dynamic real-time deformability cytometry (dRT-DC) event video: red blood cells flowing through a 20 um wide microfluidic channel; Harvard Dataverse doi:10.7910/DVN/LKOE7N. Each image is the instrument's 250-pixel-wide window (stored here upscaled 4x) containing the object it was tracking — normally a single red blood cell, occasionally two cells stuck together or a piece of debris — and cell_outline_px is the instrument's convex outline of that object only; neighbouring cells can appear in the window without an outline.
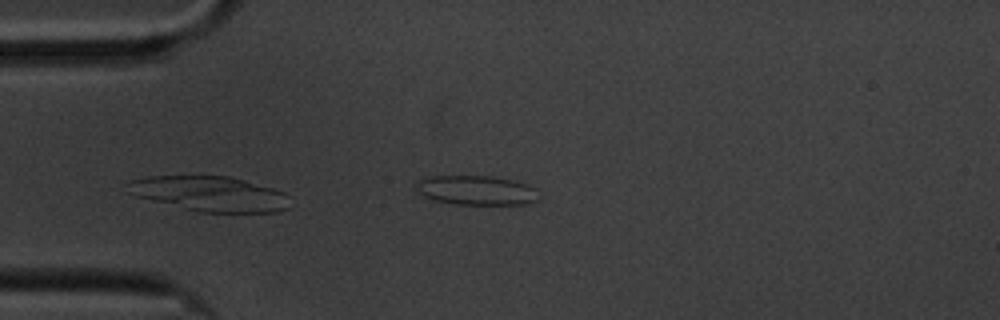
{"species": "common noctule bat (a hibernating species)", "species_latin": "Nyctalus noctula", "temperature_condition": "cold", "stored_images_in_passage": 43, "camera_frame_rate_fps": 3000, "um_per_image_px": 0.085, "animal": {"sex": "male", "body_mass_g": 20.1, "forearm_length_mm": 53.5}, "frame": {"image": 1, "passage_image": 1, "time_ms": 0.0, "image_size_px": [1000, 320], "cell_outline_px": [[536, 200], [528, 204], [456, 204], [432, 200], [424, 196], [420, 192], [416, 184], [420, 180], [432, 176], [488, 176], [512, 180], [528, 184], [536, 188]], "centroid_in_image_um": [40.5, 16.18], "position_along_channel_um": 44.5, "area_um2": 20.75}}
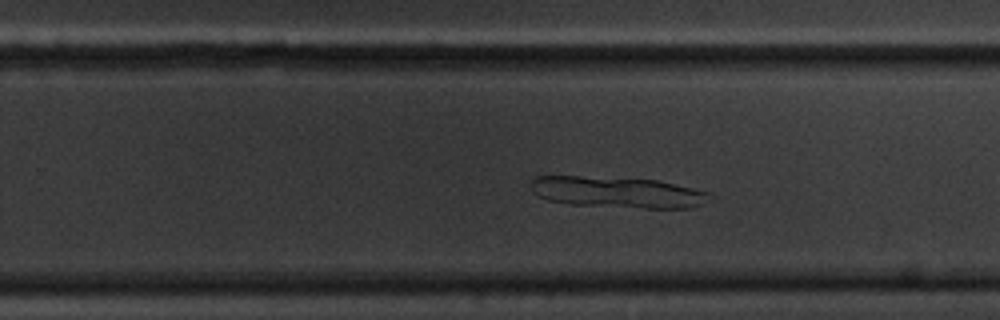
{"frame": {"image": 2, "passage_image": 20, "time_ms": 6.333, "image_size_px": [1000, 320], "cell_outline_px": [[716, 196], [692, 208], [644, 208], [572, 204], [548, 200], [532, 192], [532, 180], [536, 176], [580, 176], [656, 180], [692, 188], [708, 192]], "centroid_in_image_um": [52.51, 16.34], "position_along_channel_um": 277.3, "area_um2": 32.14}}